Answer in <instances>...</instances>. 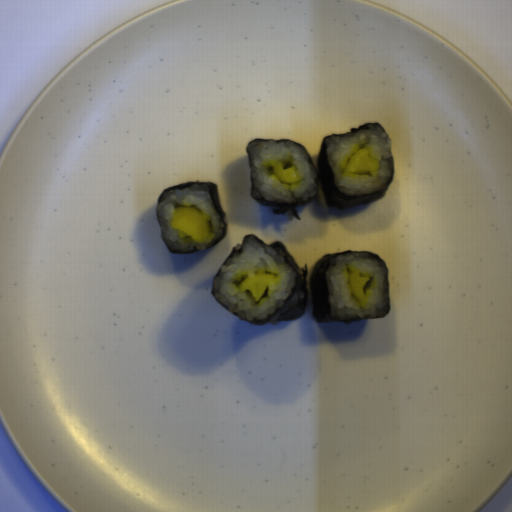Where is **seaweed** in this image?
I'll return each mask as SVG.
<instances>
[{
	"mask_svg": "<svg viewBox=\"0 0 512 512\" xmlns=\"http://www.w3.org/2000/svg\"><path fill=\"white\" fill-rule=\"evenodd\" d=\"M248 237H254L260 244H265L262 242L259 238H257L255 235H245L242 239L241 244L236 245L231 253L226 257L222 265L219 267L217 272L215 273L212 283H211V294L214 298V300L219 303L223 308H225L227 311H229L214 295L213 293V282L225 264L227 258L234 253L238 252L242 249L245 241ZM266 245V244H265ZM270 246L278 247L281 253L284 255V257L289 261V263L292 265L295 273H296V281L293 290L287 297L285 303L267 320L263 322H250L239 315L229 311L234 316L238 317L239 319L251 324V325H265V324H271V325H278L281 322L289 321V320H296L300 319L302 315L304 314L306 308H307V302H308V288H307V276H308V268L305 267L304 269H300L298 264L295 262V260L292 258L290 253L287 251L285 246L282 242L274 241Z\"/></svg>",
	"mask_w": 512,
	"mask_h": 512,
	"instance_id": "45ffbabd",
	"label": "seaweed"
},
{
	"mask_svg": "<svg viewBox=\"0 0 512 512\" xmlns=\"http://www.w3.org/2000/svg\"><path fill=\"white\" fill-rule=\"evenodd\" d=\"M370 125H378V126L382 127L385 135L387 136V138L392 146V140H391L387 130L384 128V126L382 124H380L379 122L367 123L360 127L353 128L348 133H344V134H336L335 133L332 135L325 136L322 141V144H321L318 156H317V168L315 167V164L313 162L310 152L307 150V148L305 147L304 144H301L294 140H285V139H264V138L263 139H254L252 142H250L248 144L247 149H246V153H247V157H248V165H249L250 196L256 202H258L262 205L276 206V208H274L272 210V214H274V215L284 214L287 210H290L291 213L293 214V216L300 220H301V218L297 212V208H300V207L306 205L307 203L313 201L314 199H316V197L318 195V186H320V188H321L323 199H324L326 205L336 208V209H339V210H346L349 208H353L356 206H360V205L367 204V203L374 202V201L378 200L379 198L383 197L389 191V189L394 181L395 170H394L393 158H392V164H393L392 177H391L389 184L387 185V187L385 189H383L380 192L371 193V194L362 195V196H349L347 194L342 193L340 191V189L337 187V185L335 184L333 170H332V167L328 160L327 146H326V139L330 136H342L343 137L345 135H348V134L364 127V126H370ZM255 140L292 141V142L296 143L297 145L301 146L304 149V151L308 154V156L313 164L315 173H316L317 190H316L315 197H313L310 200H307L305 202H300V203H279V202H267V201L257 200L251 192V170H250V157H249V145L251 143H253Z\"/></svg>",
	"mask_w": 512,
	"mask_h": 512,
	"instance_id": "1faa68ee",
	"label": "seaweed"
},
{
	"mask_svg": "<svg viewBox=\"0 0 512 512\" xmlns=\"http://www.w3.org/2000/svg\"><path fill=\"white\" fill-rule=\"evenodd\" d=\"M348 251L332 253L323 255L320 260L315 264L312 268L309 276L310 283V295H311V306H312V314L316 321V323H327V322H352V321H360L367 319H375V318H385L389 312L390 307V279H389V270L384 263V261L380 258L378 254L369 252V251H359V250H349V252H361L368 253L373 256L379 257L382 263L386 267L387 272V282H388V293H389V305L388 312L385 316H376V317H354L345 321H339L336 319H332L329 312V304H328V294H327V285L325 273L330 261V258L338 256Z\"/></svg>",
	"mask_w": 512,
	"mask_h": 512,
	"instance_id": "7513b1e5",
	"label": "seaweed"
},
{
	"mask_svg": "<svg viewBox=\"0 0 512 512\" xmlns=\"http://www.w3.org/2000/svg\"><path fill=\"white\" fill-rule=\"evenodd\" d=\"M192 184H203V185H206L208 191H209V194L211 196V199L213 201V204L215 206V209L218 213V216L220 218V221H221V224H222V234L219 238V240L214 244L212 245L211 247H214L216 245H219L225 238L226 234H227V230H228V226H227V221H226V214L223 210V207L221 205V202H220V198H219V193H218V189L216 187V185L210 183V182H190V183H184V184H178V185H175V186H172V187H168V188H165L159 195H158V199H157V204L159 203L163 193H165L166 191L168 190H171L173 188H176V187H185V186H189V185H192ZM162 242L163 244L165 245L166 249L171 253V254H190V253H193V252H196V251H200V250H204V249H198V250H191V251H176L174 250L173 248H171L165 241L164 239L162 238ZM209 247V248H211ZM209 248H205V249H209Z\"/></svg>",
	"mask_w": 512,
	"mask_h": 512,
	"instance_id": "ac131d1f",
	"label": "seaweed"
}]
</instances>
